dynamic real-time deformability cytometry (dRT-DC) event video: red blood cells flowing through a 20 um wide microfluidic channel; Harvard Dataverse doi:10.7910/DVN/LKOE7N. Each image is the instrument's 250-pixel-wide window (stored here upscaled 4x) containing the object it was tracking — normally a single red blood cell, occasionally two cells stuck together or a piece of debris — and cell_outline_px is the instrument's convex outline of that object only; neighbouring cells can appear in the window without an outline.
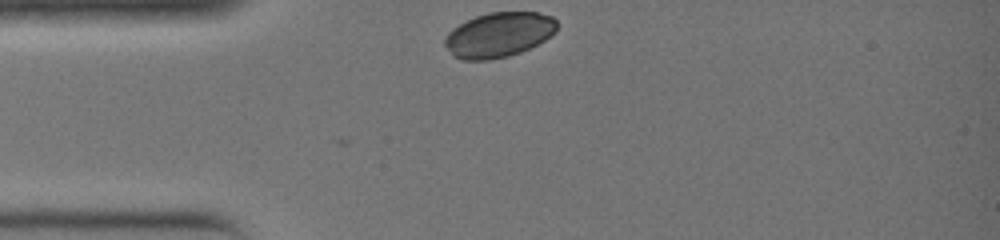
{"species": "common noctule bat (a hibernating species)", "species_latin": "Nyctalus noctula", "temperature_condition": "warm", "stored_images_in_passage": 23, "camera_frame_rate_fps": 3000, "um_per_image_px": 0.085, "animal": {"sex": "female", "body_mass_g": 19.0, "forearm_length_mm": 51.5}, "frame": {"image": 1, "passage_image": 1, "time_ms": 0.0, "image_size_px": [1000, 240], "cell_outline_px": [[556, 28], [544, 40], [520, 52], [508, 56], [488, 60], [460, 60], [452, 56], [444, 44], [444, 36], [452, 28], [476, 16], [488, 12], [536, 12], [552, 16], [556, 20]], "centroid_in_image_um": [42.33, 2.96], "position_along_channel_um": 42.7, "area_um2": 29.19}}
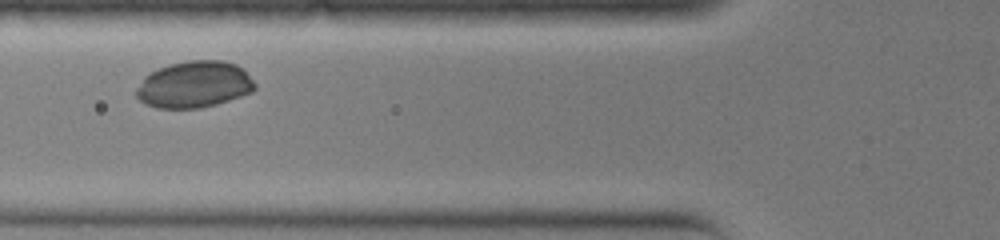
{"frame": {"image": 2, "passage_image": 6, "time_ms": 1.667, "image_size_px": [1000, 240], "cell_outline_px": [[256, 88], [252, 92], [216, 104], [200, 108], [156, 108], [144, 104], [136, 96], [136, 88], [144, 76], [168, 64], [188, 60], [220, 60], [236, 64], [256, 84]], "centroid_in_image_um": [16.47, 7.19], "position_along_channel_um": 109.3, "area_um2": 32.08}}
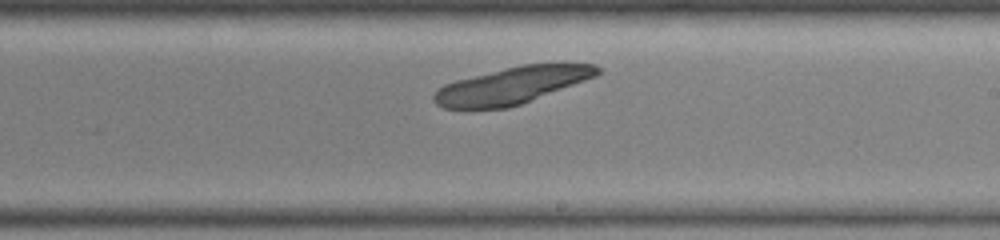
{"frame": {"image": 3, "passage_image": 14, "time_ms": 4.333, "image_size_px": [1000, 240], "cell_outline_px": [[600, 72], [596, 76], [520, 104], [508, 108], [444, 108], [436, 104], [432, 100], [432, 96], [436, 88], [444, 84], [456, 80], [520, 64], [596, 64], [600, 68]], "centroid_in_image_um": [43.46, 7.26], "position_along_channel_um": 245.5, "area_um2": 34.68}}